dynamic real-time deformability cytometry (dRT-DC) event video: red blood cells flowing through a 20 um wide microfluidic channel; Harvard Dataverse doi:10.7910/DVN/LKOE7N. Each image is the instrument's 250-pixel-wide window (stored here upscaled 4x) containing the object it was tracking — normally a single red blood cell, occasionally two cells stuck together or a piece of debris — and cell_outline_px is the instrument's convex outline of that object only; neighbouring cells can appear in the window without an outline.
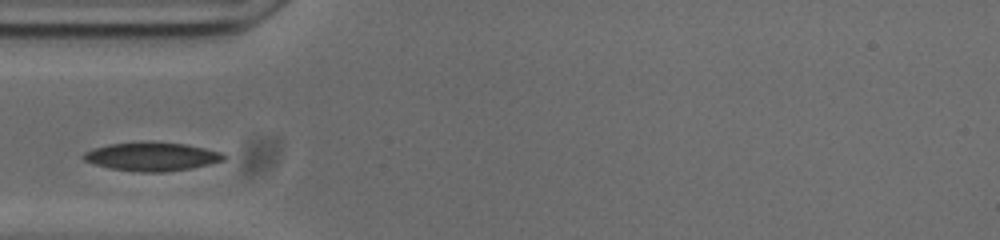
{"species": "common noctule bat (a hibernating species)", "species_latin": "Nyctalus noctula", "temperature_condition": "cold", "stored_images_in_passage": 29, "camera_frame_rate_fps": 3000, "um_per_image_px": 0.085, "animal": {"sex": "male", "body_mass_g": 20.0, "forearm_length_mm": 53.3}, "frame": {"image": 1, "passage_image": 1, "time_ms": 0.0, "image_size_px": [1000, 240], "cell_outline_px": [[228, 156], [224, 160], [212, 164], [192, 168], [164, 172], [136, 172], [108, 168], [84, 160], [80, 156], [84, 152], [92, 148], [108, 144], [184, 144], [224, 152]], "centroid_in_image_um": [12.94, 13.35], "position_along_channel_um": 72.1, "area_um2": 22.89}}
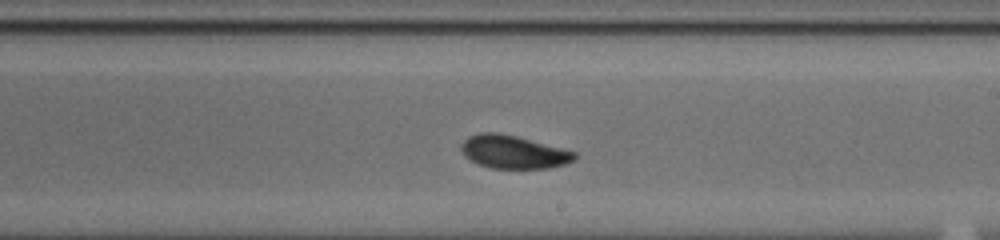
{"frame": {"image": 2, "passage_image": 15, "time_ms": 4.667, "image_size_px": [1000, 240], "cell_outline_px": [[576, 156], [572, 160], [564, 164], [548, 168], [492, 168], [480, 164], [464, 156], [460, 148], [460, 144], [468, 136], [480, 132], [496, 132], [516, 136], [576, 152]], "centroid_in_image_um": [43.59, 12.9], "position_along_channel_um": 245.4, "area_um2": 21.62}}
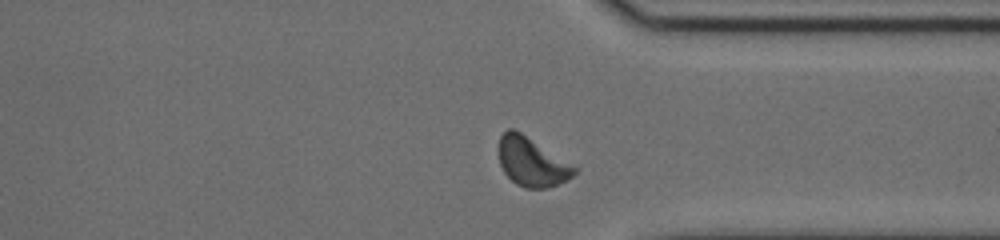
{"frame": {"image": 3, "passage_image": 25, "time_ms": 8.0, "image_size_px": [1000, 240], "cell_outline_px": [[580, 168], [572, 176], [548, 188], [524, 188], [516, 184], [504, 172], [500, 164], [496, 152], [500, 136], [508, 128], [512, 128], [520, 132], [576, 164]], "centroid_in_image_um": [45.21, 13.74], "position_along_channel_um": 366.2, "area_um2": 22.02}}